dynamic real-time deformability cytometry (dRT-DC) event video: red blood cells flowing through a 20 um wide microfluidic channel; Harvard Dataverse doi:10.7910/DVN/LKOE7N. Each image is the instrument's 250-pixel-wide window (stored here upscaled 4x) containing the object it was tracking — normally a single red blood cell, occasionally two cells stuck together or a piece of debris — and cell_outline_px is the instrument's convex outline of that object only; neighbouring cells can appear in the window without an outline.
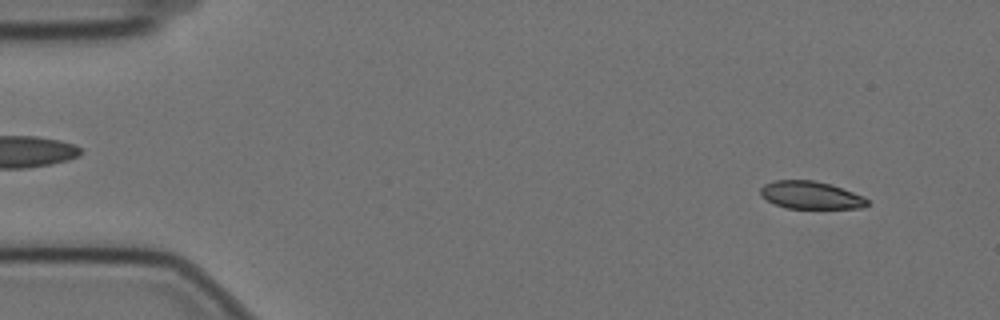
{"species": "Egyptian fruit bat (a non-hibernating species)", "species_latin": "Rousettus aegyptiacus", "temperature_condition": "cold", "stored_images_in_passage": 57, "camera_frame_rate_fps": 3000, "um_per_image_px": 0.085, "animal": {"sex": "female"}, "frame": {"image": 1, "passage_image": 4, "time_ms": 1.0, "image_size_px": [1000, 320], "cell_outline_px": [[868, 204], [864, 208], [788, 208], [776, 204], [760, 196], [760, 188], [764, 184], [772, 180], [816, 180], [832, 184], [864, 196], [868, 200]], "centroid_in_image_um": [68.92, 16.57], "position_along_channel_um": 16.1, "area_um2": 17.34}}
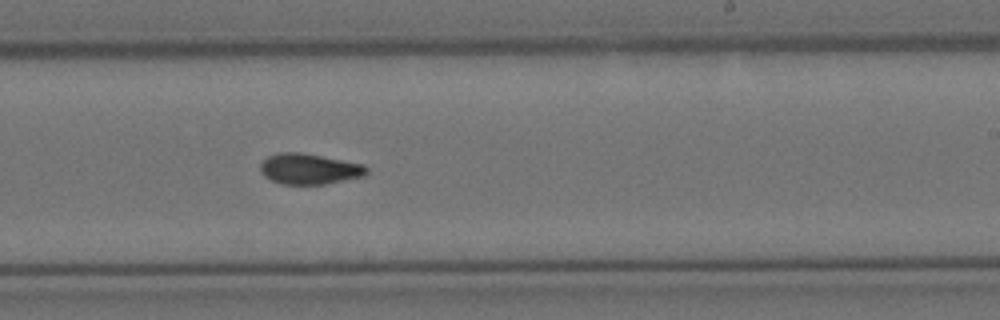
{"frame": {"image": 2, "passage_image": 34, "time_ms": 11.0, "image_size_px": [1000, 320], "cell_outline_px": [[368, 172], [364, 176], [324, 184], [280, 184], [264, 176], [260, 172], [260, 164], [268, 156], [276, 152], [300, 152], [364, 164], [368, 168]], "centroid_in_image_um": [26.27, 14.35], "position_along_channel_um": 262.7, "area_um2": 19.02}}
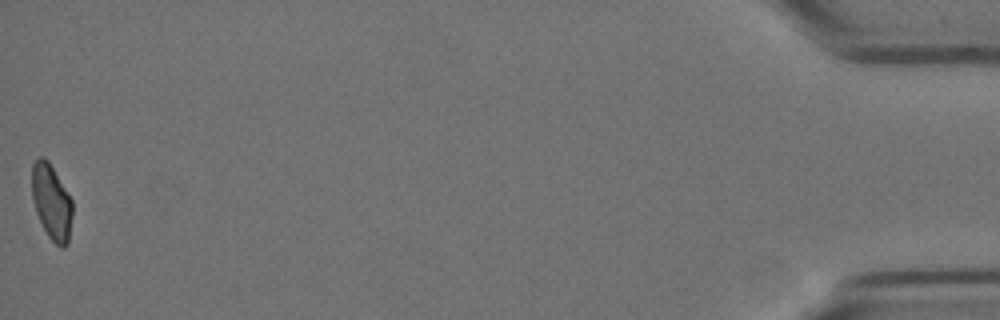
{"frame": {"image": 3, "passage_image": 57, "time_ms": 18.667, "image_size_px": [1000, 320], "cell_outline_px": [[72, 216], [68, 244], [64, 248], [60, 248], [48, 236], [36, 212], [32, 196], [32, 164], [40, 156], [44, 156], [48, 160], [72, 200]], "centroid_in_image_um": [4.38, 17.17], "position_along_channel_um": 430.8, "area_um2": 17.69}, "authors_computed_cell_mechanics": {"area_um2": 18.7272, "velocity_mm_per_s": 3.4746, "shape_relaxation_time_tau1_ms": 10.8829, "shape_relaxation_time_tau2_ms": 3.4591, "deformation_change_tau1": 0.2048, "deformation_change_tau2": 0.0743}}